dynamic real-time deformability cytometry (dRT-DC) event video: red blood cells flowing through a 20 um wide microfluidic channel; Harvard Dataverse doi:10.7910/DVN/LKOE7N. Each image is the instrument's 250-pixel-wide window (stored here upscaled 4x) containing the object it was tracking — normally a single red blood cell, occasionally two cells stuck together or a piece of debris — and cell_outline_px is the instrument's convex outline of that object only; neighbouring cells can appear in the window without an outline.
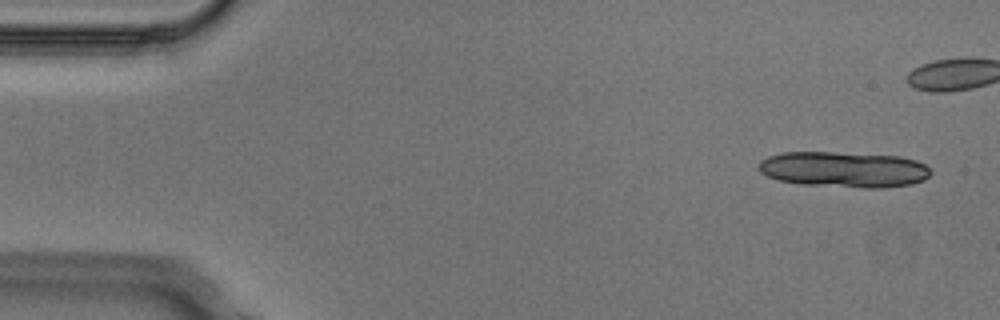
{"species": "Egyptian fruit bat (a non-hibernating species)", "species_latin": "Rousettus aegyptiacus", "temperature_condition": "cold", "stored_images_in_passage": 8, "segment_of_instrument_passage": [1, 2], "camera_frame_rate_fps": 3000, "um_per_image_px": 0.085, "animal": {"sex": "male"}, "frame": {"image": 1, "passage_image": 1, "time_ms": 0.0, "image_size_px": [1000, 320], "cell_outline_px": [[932, 172], [924, 180], [912, 184], [884, 188], [864, 188], [800, 184], [776, 180], [760, 172], [760, 160], [768, 156], [784, 152], [832, 152], [900, 156], [916, 160], [924, 164]], "centroid_in_image_um": [71.74, 14.41], "position_along_channel_um": 13.3, "area_um2": 36.01}}